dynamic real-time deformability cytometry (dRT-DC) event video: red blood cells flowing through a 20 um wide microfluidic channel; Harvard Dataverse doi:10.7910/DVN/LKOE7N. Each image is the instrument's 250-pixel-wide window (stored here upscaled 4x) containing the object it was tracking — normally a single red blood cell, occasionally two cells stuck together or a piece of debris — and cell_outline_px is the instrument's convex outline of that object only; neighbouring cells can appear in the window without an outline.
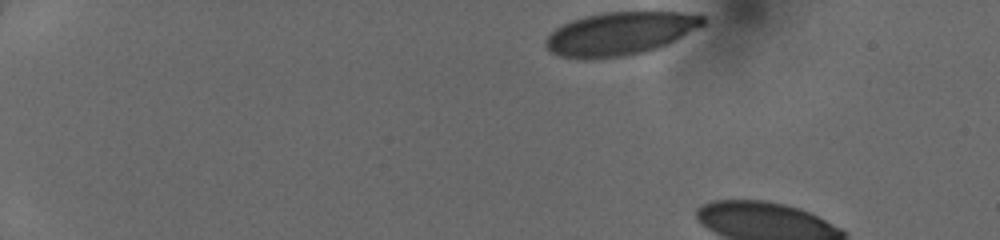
{"species": "human", "species_latin": "Homo sapiens", "temperature_condition": "cold", "stored_images_in_passage": 7, "camera_frame_rate_fps": 3000, "um_per_image_px": 0.085, "donor": {"sex": "female"}, "frame": {"image": 1, "passage_image": 1, "time_ms": 0.0, "image_size_px": [1000, 240], "cell_outline_px": [[708, 20], [704, 24], [676, 40], [668, 44], [648, 52], [624, 56], [592, 60], [584, 60], [560, 56], [552, 52], [544, 44], [544, 40], [556, 28], [572, 20], [584, 16], [604, 12], [680, 12], [704, 16]], "centroid_in_image_um": [52.7, 2.87], "position_along_channel_um": 32.3, "area_um2": 39.82}}